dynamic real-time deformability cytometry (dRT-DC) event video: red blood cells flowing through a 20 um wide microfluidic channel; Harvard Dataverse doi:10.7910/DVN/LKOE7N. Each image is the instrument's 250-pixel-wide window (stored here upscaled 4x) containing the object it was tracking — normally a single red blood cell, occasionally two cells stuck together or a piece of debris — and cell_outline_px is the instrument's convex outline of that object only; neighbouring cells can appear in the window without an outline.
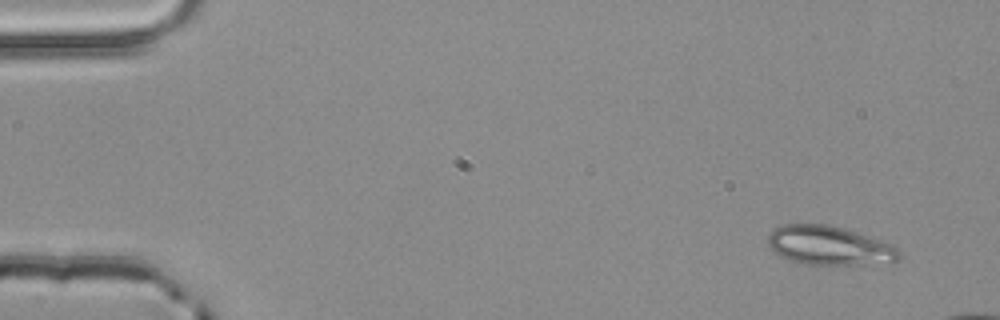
{"species": "common noctule bat (a hibernating species)", "species_latin": "Nyctalus noctula", "temperature_condition": "room temperature", "stored_images_in_passage": 3, "camera_frame_rate_fps": 3000, "um_per_image_px": 0.085, "animal": {"sex": "male", "body_mass_g": 20.4}, "frame": {"image": 1, "passage_image": 1, "time_ms": 0.0, "image_size_px": [1000, 320], "cell_outline_px": [[900, 256], [892, 264], [804, 264], [788, 260], [780, 256], [768, 244], [768, 236], [780, 224], [828, 224], [844, 228], [868, 236], [888, 244], [896, 248], [900, 252]], "centroid_in_image_um": [70.48, 20.88], "position_along_channel_um": 14.5, "area_um2": 29.65}}